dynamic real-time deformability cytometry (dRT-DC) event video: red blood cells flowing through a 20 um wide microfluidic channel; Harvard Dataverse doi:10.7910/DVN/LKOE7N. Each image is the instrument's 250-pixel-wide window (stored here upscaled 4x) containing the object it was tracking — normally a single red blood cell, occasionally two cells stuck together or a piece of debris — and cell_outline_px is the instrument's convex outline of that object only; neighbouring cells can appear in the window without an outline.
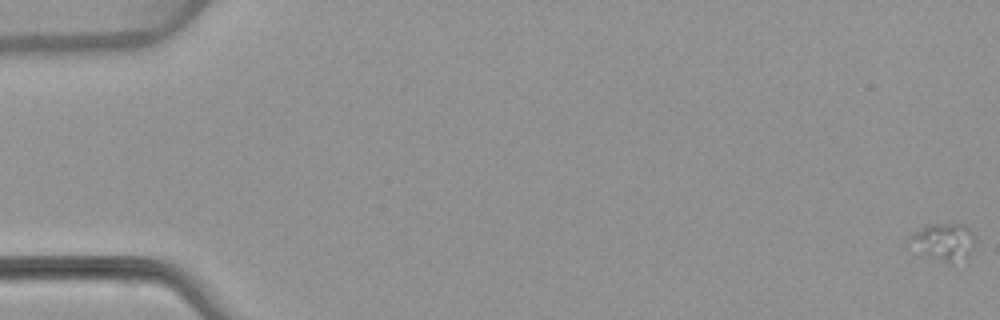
{"species": "common noctule bat (a hibernating species)", "species_latin": "Nyctalus noctula", "temperature_condition": "warm", "stored_images_in_passage": 10, "camera_frame_rate_fps": 3000, "um_per_image_px": 0.085, "animal": {"sex": "female", "body_mass_g": 22.7, "forearm_length_mm": 54.2}, "frame": {"image": 1, "passage_image": 1, "time_ms": 0.0, "image_size_px": [1000, 320], "cell_outline_px": [[976, 244], [972, 252], [968, 256], [948, 264], [928, 256], [908, 240], [916, 232], [932, 224], [964, 224], [972, 232], [976, 240]], "centroid_in_image_um": [80.33, 20.56], "position_along_channel_um": 4.7, "area_um2": 13.7}}
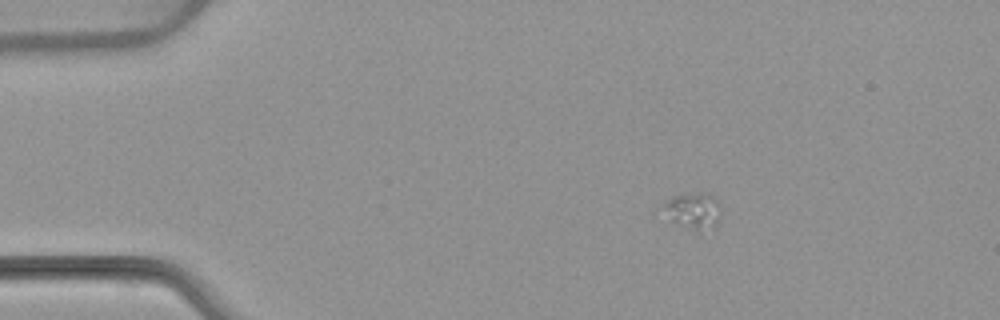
{"frame": {"image": 2, "passage_image": 10, "time_ms": 3.0, "image_size_px": [1000, 320], "cell_outline_px": [[116, 284], [24, 280], [16, 276], [60, 260], [116, 272]], "centroid_in_image_um": [5.97, 23.27], "position_along_channel_um": 79.0, "area_um2": 10.69}}